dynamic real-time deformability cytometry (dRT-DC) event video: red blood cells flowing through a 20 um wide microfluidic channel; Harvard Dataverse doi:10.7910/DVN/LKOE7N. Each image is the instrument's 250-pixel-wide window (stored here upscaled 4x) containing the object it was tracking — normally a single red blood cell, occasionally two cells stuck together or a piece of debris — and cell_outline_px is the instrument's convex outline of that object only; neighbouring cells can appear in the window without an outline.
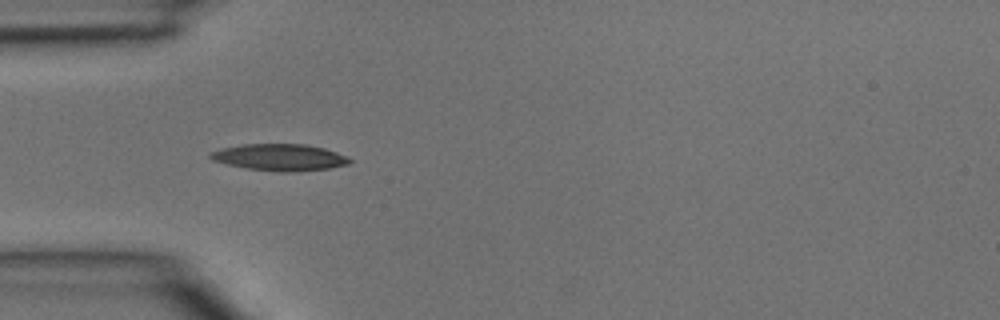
{"species": "common noctule bat (a hibernating species)", "species_latin": "Nyctalus noctula", "temperature_condition": "room temperature", "stored_images_in_passage": 5, "camera_frame_rate_fps": 3000, "um_per_image_px": 0.085, "animal": {"sex": "male", "body_mass_g": 15.6}, "frame": {"image": 1, "passage_image": 4, "time_ms": 1.0, "image_size_px": [1000, 320], "cell_outline_px": [[352, 160], [348, 164], [332, 168], [296, 172], [280, 172], [248, 168], [228, 164], [212, 160], [208, 156], [212, 152], [224, 148], [244, 144], [304, 144], [324, 148], [348, 156]], "centroid_in_image_um": [23.84, 13.38], "position_along_channel_um": 61.2, "area_um2": 21.56}}